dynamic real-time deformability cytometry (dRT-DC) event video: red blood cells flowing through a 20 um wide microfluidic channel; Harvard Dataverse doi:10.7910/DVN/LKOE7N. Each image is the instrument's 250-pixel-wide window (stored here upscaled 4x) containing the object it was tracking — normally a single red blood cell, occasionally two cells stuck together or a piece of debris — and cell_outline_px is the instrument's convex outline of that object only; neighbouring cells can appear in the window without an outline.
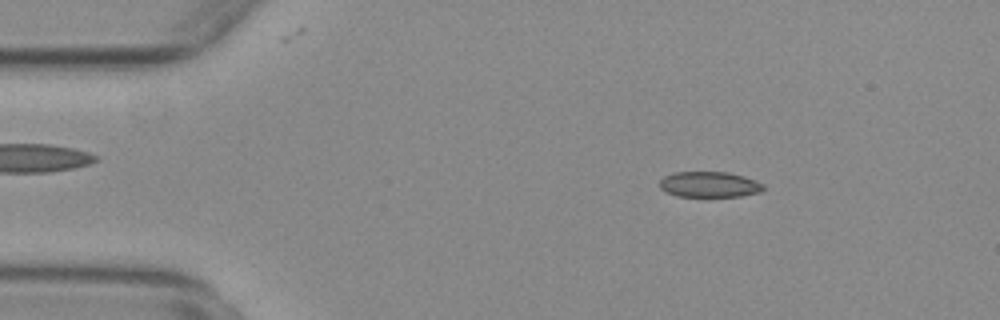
{"species": "common noctule bat (a hibernating species)", "species_latin": "Nyctalus noctula", "temperature_condition": "warm", "stored_images_in_passage": 54, "camera_frame_rate_fps": 3000, "um_per_image_px": 0.085, "animal": {"sex": "female", "body_mass_g": 29.2, "forearm_length_mm": 56.3}, "frame": {"image": 1, "passage_image": 8, "time_ms": 2.333, "image_size_px": [1000, 320], "cell_outline_px": [[764, 188], [760, 192], [740, 196], [676, 196], [660, 188], [660, 180], [664, 176], [672, 172], [728, 172], [744, 176], [756, 180], [764, 184]], "centroid_in_image_um": [60.3, 15.67], "position_along_channel_um": 24.7, "area_um2": 15.49}}
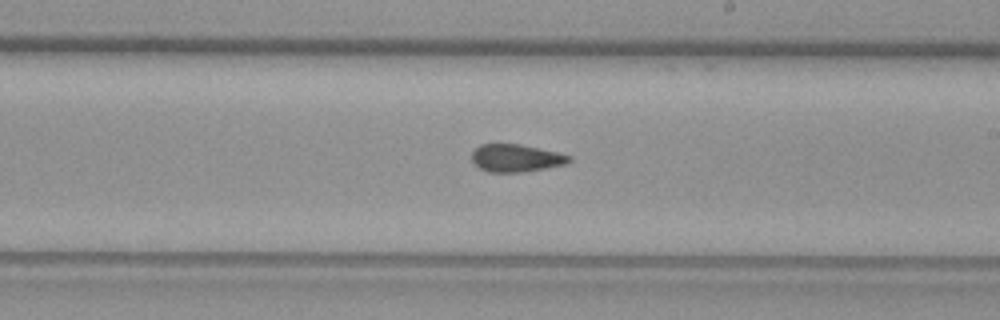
{"frame": {"image": 2, "passage_image": 31, "time_ms": 10.0, "image_size_px": [1000, 320], "cell_outline_px": [[572, 160], [568, 164], [520, 172], [488, 172], [480, 168], [472, 160], [472, 152], [480, 144], [520, 144], [560, 152], [572, 156]], "centroid_in_image_um": [43.91, 13.43], "position_along_channel_um": 245.1, "area_um2": 15.72}}
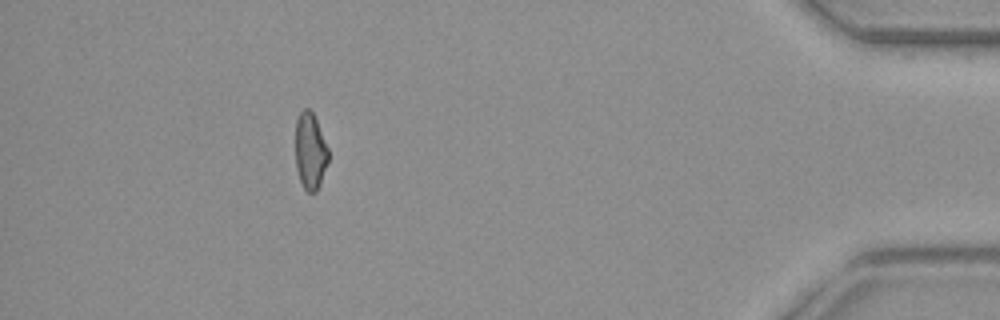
{"frame": {"image": 3, "passage_image": 49, "time_ms": 16.0, "image_size_px": [1000, 320], "cell_outline_px": [[328, 160], [320, 184], [316, 192], [308, 192], [304, 188], [300, 180], [296, 168], [296, 120], [300, 112], [304, 108], [308, 108], [312, 112], [316, 120], [328, 148]], "centroid_in_image_um": [26.36, 12.85], "position_along_channel_um": 408.8, "area_um2": 14.51}, "authors_computed_cell_mechanics": {"area_um2": 16.1262, "velocity_mm_per_s": 3.7502, "shape_relaxation_time_tau1_ms": null, "shape_relaxation_time_tau2_ms": 2.0946, "deformation_change_tau1": null, "deformation_change_tau2": 0.0749}}